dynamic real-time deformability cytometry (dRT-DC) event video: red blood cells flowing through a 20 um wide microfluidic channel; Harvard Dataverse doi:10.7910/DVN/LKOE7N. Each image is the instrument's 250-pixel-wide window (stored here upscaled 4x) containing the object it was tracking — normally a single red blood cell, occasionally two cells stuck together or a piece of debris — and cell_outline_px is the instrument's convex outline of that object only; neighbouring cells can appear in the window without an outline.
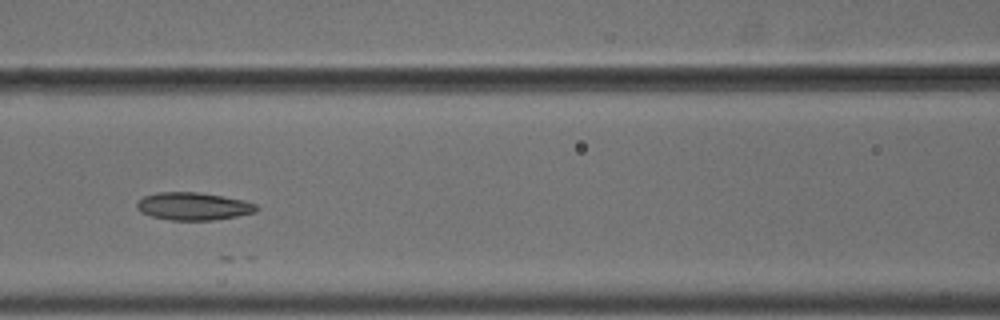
{"species": "common noctule bat (a hibernating species)", "species_latin": "Nyctalus noctula", "temperature_condition": "cold", "stored_images_in_passage": 9, "camera_frame_rate_fps": 3000, "um_per_image_px": 0.085, "animal": {"sex": "male", "body_mass_g": 18.8}, "frame": {"image": 1, "passage_image": 7, "time_ms": 2.0, "image_size_px": [1000, 320], "cell_outline_px": [[260, 208], [256, 212], [236, 216], [212, 220], [168, 220], [152, 216], [140, 212], [136, 208], [136, 204], [144, 196], [156, 192], [196, 192], [244, 200], [256, 204]], "centroid_in_image_um": [16.42, 17.53], "position_along_channel_um": 150.2, "area_um2": 19.25}}
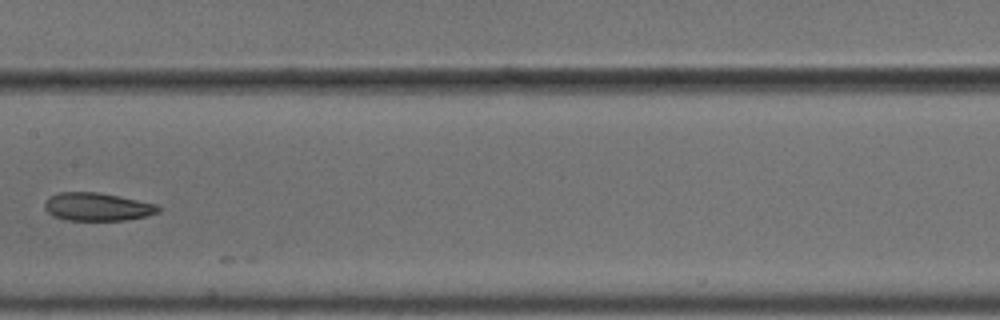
{"frame": {"image": 2, "passage_image": 8, "time_ms": 2.333, "image_size_px": [1000, 320], "cell_outline_px": [[160, 212], [144, 216], [124, 220], [68, 220], [52, 216], [44, 208], [44, 204], [52, 196], [60, 192], [100, 192], [160, 204]], "centroid_in_image_um": [8.31, 17.57], "position_along_channel_um": 199.1, "area_um2": 18.61}}